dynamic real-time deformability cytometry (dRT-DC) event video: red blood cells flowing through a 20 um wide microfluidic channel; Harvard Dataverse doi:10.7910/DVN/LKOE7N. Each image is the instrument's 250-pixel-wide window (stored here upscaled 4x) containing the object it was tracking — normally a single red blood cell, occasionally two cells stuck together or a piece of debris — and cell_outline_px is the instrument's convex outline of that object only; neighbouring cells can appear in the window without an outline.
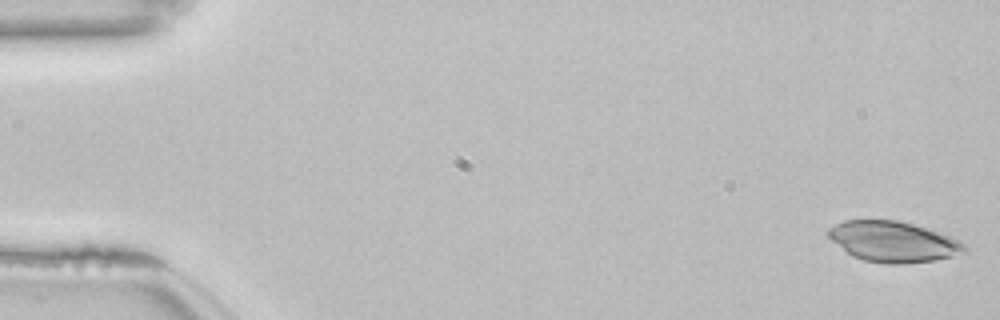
{"species": "common noctule bat (a hibernating species)", "species_latin": "Nyctalus noctula", "temperature_condition": "room temperature", "stored_images_in_passage": 53, "camera_frame_rate_fps": 3000, "um_per_image_px": 0.085, "animal": {"sex": "female", "body_mass_g": 22.7, "forearm_length_mm": 54.2}, "frame": {"image": 1, "passage_image": 1, "time_ms": 0.0, "image_size_px": [1000, 320], "cell_outline_px": [[968, 252], [936, 260], [904, 264], [888, 264], [864, 260], [852, 256], [832, 240], [828, 236], [828, 228], [844, 220], [900, 220], [940, 232], [964, 244], [968, 248]], "centroid_in_image_um": [75.94, 20.54], "position_along_channel_um": 9.1, "area_um2": 32.19}}
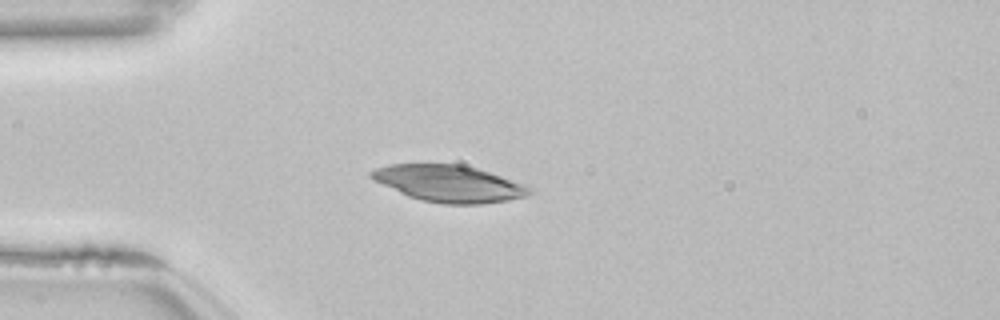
{"frame": {"image": 2, "passage_image": 14, "time_ms": 4.333, "image_size_px": [1000, 320], "cell_outline_px": [[532, 192], [524, 196], [508, 200], [480, 204], [444, 204], [420, 200], [408, 196], [368, 176], [368, 172], [376, 168], [388, 164], [460, 164], [476, 168], [528, 184], [532, 188]], "centroid_in_image_um": [38.2, 15.6], "position_along_channel_um": 46.8, "area_um2": 33.76}}